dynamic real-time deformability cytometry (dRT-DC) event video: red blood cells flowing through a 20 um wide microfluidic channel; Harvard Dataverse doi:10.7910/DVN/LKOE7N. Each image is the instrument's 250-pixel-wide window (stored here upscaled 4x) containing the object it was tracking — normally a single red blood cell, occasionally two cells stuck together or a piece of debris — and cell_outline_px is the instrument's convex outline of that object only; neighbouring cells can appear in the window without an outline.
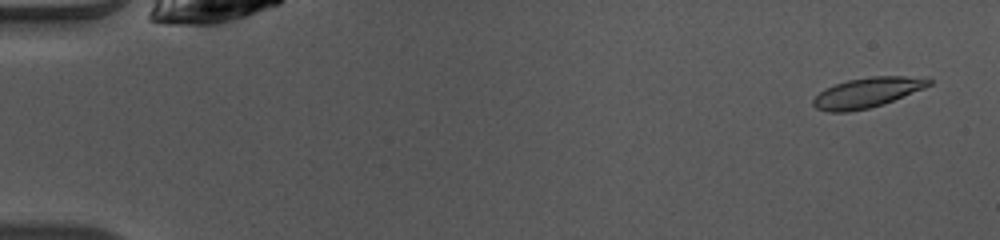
{"species": "common noctule bat (a hibernating species)", "species_latin": "Nyctalus noctula", "temperature_condition": "warm", "stored_images_in_passage": 50, "camera_frame_rate_fps": 3000, "um_per_image_px": 0.085, "animal": {"sex": "female", "body_mass_g": 10.0, "forearm_length_mm": 53.1}, "frame": {"image": 1, "passage_image": 3, "time_ms": 0.667, "image_size_px": [1000, 240], "cell_outline_px": [[932, 84], [924, 88], [884, 104], [868, 108], [848, 112], [828, 112], [816, 108], [812, 104], [812, 100], [824, 88], [848, 80], [872, 76], [928, 76], [932, 80]], "centroid_in_image_um": [73.75, 7.86], "position_along_channel_um": 11.2, "area_um2": 20.4}}
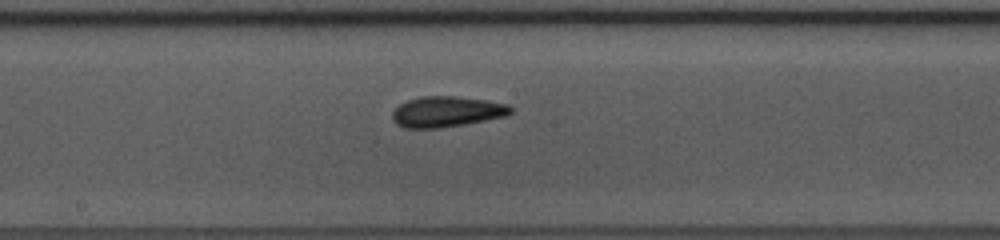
{"frame": {"image": 2, "passage_image": 27, "time_ms": 8.667, "image_size_px": [1000, 240], "cell_outline_px": [[512, 112], [508, 116], [464, 124], [440, 128], [404, 128], [396, 124], [392, 120], [392, 112], [400, 104], [408, 100], [420, 96], [456, 96], [488, 100], [508, 104], [512, 108]], "centroid_in_image_um": [37.98, 9.49], "position_along_channel_um": 210.2, "area_um2": 21.33}}
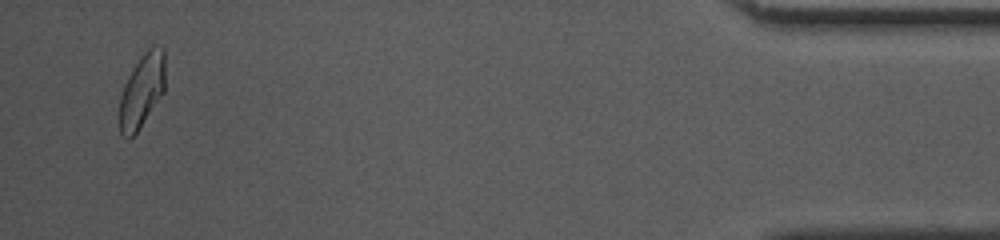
{"frame": {"image": 3, "passage_image": 48, "time_ms": 15.667, "image_size_px": [1000, 240], "cell_outline_px": [[164, 92], [140, 128], [128, 140], [120, 132], [120, 96], [124, 84], [128, 76], [144, 52], [152, 44], [164, 48]], "centroid_in_image_um": [12.07, 7.7], "position_along_channel_um": 423.1, "area_um2": 19.48}, "authors_computed_cell_mechanics": {"area_um2": 20.4034, "velocity_mm_per_s": 4.0772, "shape_relaxation_time_tau1_ms": 4.5717, "shape_relaxation_time_tau2_ms": 2.8462, "deformation_change_tau1": 0.1161, "deformation_change_tau2": 0.074}}